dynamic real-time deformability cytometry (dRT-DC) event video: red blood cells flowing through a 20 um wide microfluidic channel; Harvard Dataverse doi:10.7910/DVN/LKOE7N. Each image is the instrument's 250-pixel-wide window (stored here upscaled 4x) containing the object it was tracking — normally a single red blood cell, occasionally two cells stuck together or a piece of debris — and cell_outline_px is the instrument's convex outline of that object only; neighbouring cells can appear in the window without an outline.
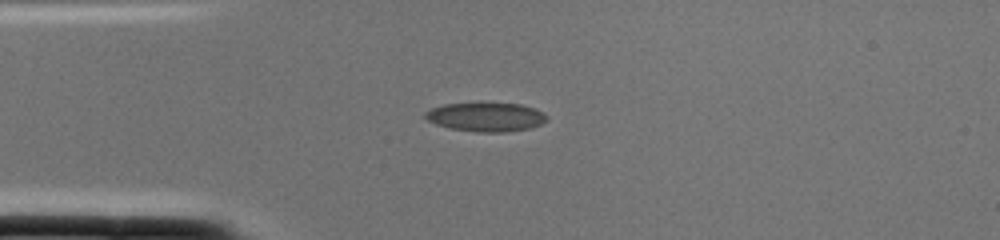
{"species": "common noctule bat (a hibernating species)", "species_latin": "Nyctalus noctula", "temperature_condition": "cold", "stored_images_in_passage": 1, "camera_frame_rate_fps": 3000, "um_per_image_px": 0.085, "animal": {"sex": "female", "body_mass_g": 22.0, "forearm_length_mm": 56.7}, "frame": {"image": 1, "passage_image": 1, "time_ms": 0.0, "image_size_px": [1000, 240], "cell_outline_px": [[548, 120], [532, 128], [504, 132], [476, 132], [448, 128], [436, 124], [428, 120], [424, 116], [424, 112], [432, 108], [444, 104], [476, 100], [520, 104], [536, 108], [544, 112], [548, 116]], "centroid_in_image_um": [41.31, 9.89], "position_along_channel_um": 43.7, "area_um2": 21.56}}